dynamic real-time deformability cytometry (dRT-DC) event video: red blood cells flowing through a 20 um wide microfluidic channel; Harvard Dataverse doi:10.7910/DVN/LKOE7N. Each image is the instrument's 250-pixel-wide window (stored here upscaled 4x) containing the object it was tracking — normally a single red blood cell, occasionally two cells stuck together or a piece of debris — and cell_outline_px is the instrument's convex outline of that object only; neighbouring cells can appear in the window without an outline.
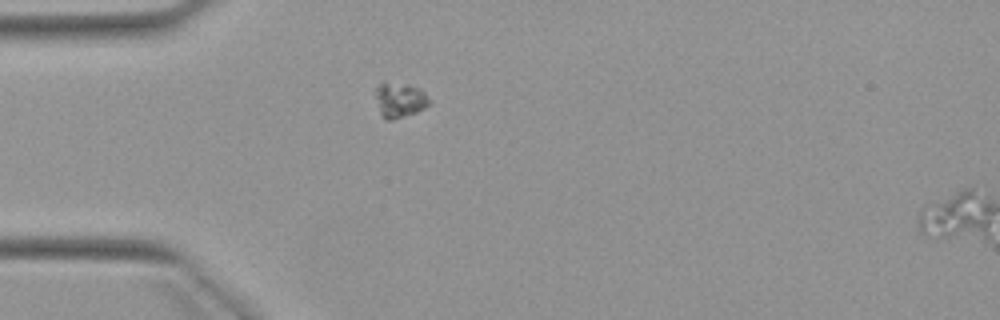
{"species": "Egyptian fruit bat (a non-hibernating species)", "species_latin": "Rousettus aegyptiacus", "temperature_condition": "warm", "stored_images_in_passage": 2, "camera_frame_rate_fps": 3000, "um_per_image_px": 0.085, "animal": {"sex": "female"}, "frame": {"image": 1, "passage_image": 2, "time_ms": 1.333, "image_size_px": [1000, 320], "cell_outline_px": [[428, 104], [424, 108], [416, 112], [392, 120], [388, 120], [380, 112], [376, 96], [376, 88], [384, 80], [408, 84], [420, 88], [424, 92], [428, 100]], "centroid_in_image_um": [33.96, 8.45], "position_along_channel_um": 51.0, "area_um2": 10.81}}